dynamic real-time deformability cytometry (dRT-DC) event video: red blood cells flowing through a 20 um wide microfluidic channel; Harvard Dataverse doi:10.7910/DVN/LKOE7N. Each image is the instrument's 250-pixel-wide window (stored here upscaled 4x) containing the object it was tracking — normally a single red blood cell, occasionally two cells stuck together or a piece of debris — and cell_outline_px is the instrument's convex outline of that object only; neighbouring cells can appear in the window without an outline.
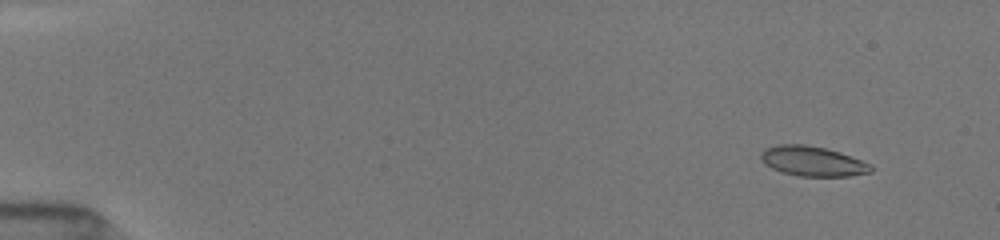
{"species": "common noctule bat (a hibernating species)", "species_latin": "Nyctalus noctula", "temperature_condition": "room temperature", "stored_images_in_passage": 21, "camera_frame_rate_fps": 3000, "um_per_image_px": 0.085, "animal": {"sex": "female", "body_mass_g": 19.5, "forearm_length_mm": 54.1}, "frame": {"image": 1, "passage_image": 2, "time_ms": 0.667, "image_size_px": [1000, 240], "cell_outline_px": [[872, 172], [848, 176], [800, 176], [780, 172], [764, 164], [760, 156], [760, 152], [764, 148], [776, 144], [804, 144], [824, 148], [840, 152], [872, 164]], "centroid_in_image_um": [69.04, 13.7], "position_along_channel_um": 16.0, "area_um2": 19.31}}
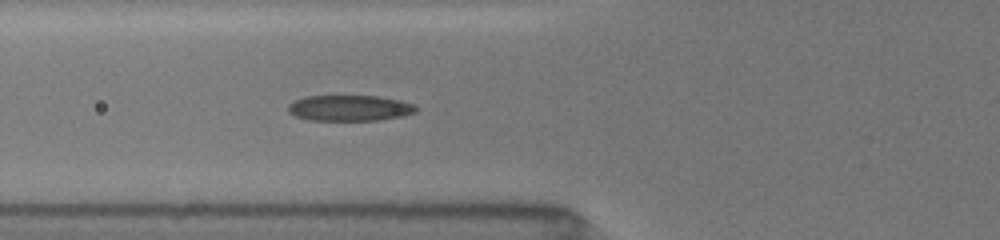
{"frame": {"image": 2, "passage_image": 13, "time_ms": 6.0, "image_size_px": [1000, 240], "cell_outline_px": [[416, 112], [400, 116], [376, 120], [308, 120], [296, 116], [288, 112], [288, 104], [304, 96], [376, 96], [400, 100], [412, 104], [416, 108]], "centroid_in_image_um": [29.67, 9.18], "position_along_channel_um": 96.1, "area_um2": 19.02}}
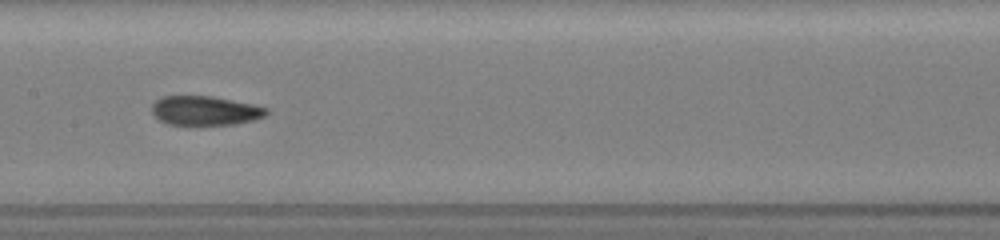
{"frame": {"image": 3, "passage_image": 19, "time_ms": 8.333, "image_size_px": [1000, 240], "cell_outline_px": [[268, 112], [264, 116], [252, 120], [236, 124], [168, 124], [160, 120], [152, 112], [152, 104], [160, 96], [212, 96], [252, 104], [268, 108]], "centroid_in_image_um": [17.42, 9.39], "position_along_channel_um": 190.0, "area_um2": 19.31}}